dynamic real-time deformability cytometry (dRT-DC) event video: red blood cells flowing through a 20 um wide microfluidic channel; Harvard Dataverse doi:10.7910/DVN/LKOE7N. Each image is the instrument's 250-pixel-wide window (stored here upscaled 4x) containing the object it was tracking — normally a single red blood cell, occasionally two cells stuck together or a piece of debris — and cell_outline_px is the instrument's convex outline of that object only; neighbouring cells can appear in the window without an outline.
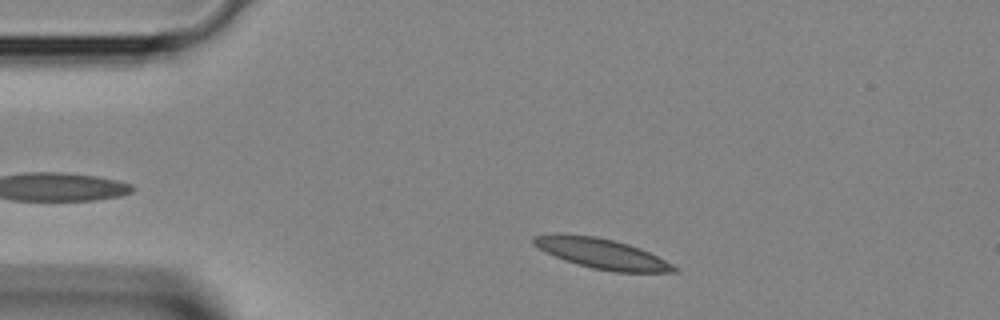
{"species": "Egyptian fruit bat (a non-hibernating species)", "species_latin": "Rousettus aegyptiacus", "temperature_condition": "room temperature", "stored_images_in_passage": 8, "camera_frame_rate_fps": 3000, "um_per_image_px": 0.085, "animal": {"sex": "female"}, "frame": {"image": 1, "passage_image": 3, "time_ms": 0.667, "image_size_px": [1000, 320], "cell_outline_px": [[676, 272], [616, 272], [592, 268], [564, 260], [544, 252], [532, 244], [532, 236], [556, 232], [596, 236], [628, 244], [640, 248], [672, 264], [676, 268]], "centroid_in_image_um": [51.04, 21.53], "position_along_channel_um": 34.0, "area_um2": 24.74}}